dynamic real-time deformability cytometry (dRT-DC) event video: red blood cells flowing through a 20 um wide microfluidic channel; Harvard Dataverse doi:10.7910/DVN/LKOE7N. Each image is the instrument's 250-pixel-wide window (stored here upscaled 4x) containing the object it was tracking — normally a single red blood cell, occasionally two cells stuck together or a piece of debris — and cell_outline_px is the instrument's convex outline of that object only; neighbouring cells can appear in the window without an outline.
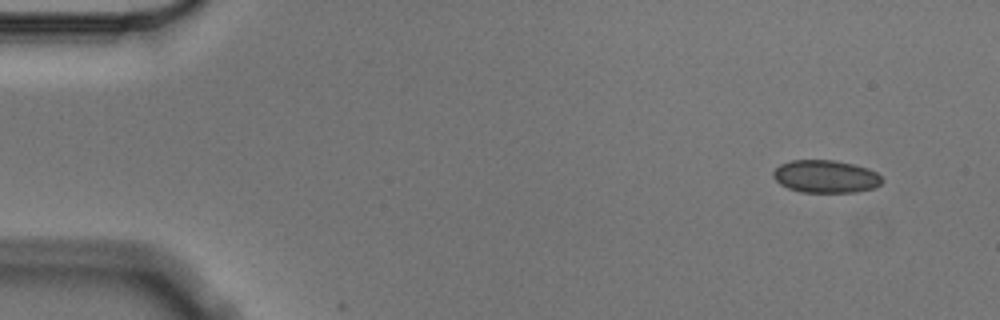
{"species": "Egyptian fruit bat (a non-hibernating species)", "species_latin": "Rousettus aegyptiacus", "temperature_condition": "cold", "stored_images_in_passage": 4, "camera_frame_rate_fps": 3000, "um_per_image_px": 0.085, "animal": {"sex": "male"}, "frame": {"image": 1, "passage_image": 1, "time_ms": 0.0, "image_size_px": [1000, 320], "cell_outline_px": [[884, 180], [876, 188], [856, 192], [800, 192], [788, 188], [780, 184], [772, 176], [772, 172], [780, 164], [792, 160], [836, 160], [868, 168], [876, 172]], "centroid_in_image_um": [70.19, 15.0], "position_along_channel_um": 14.8, "area_um2": 20.87}}
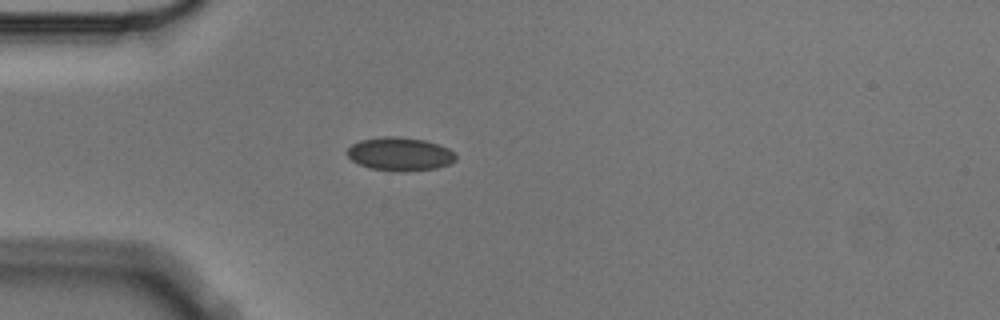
{"frame": {"image": 2, "passage_image": 4, "time_ms": 1.0, "image_size_px": [1000, 320], "cell_outline_px": [[456, 160], [448, 164], [436, 168], [372, 168], [360, 164], [352, 160], [348, 156], [348, 148], [352, 144], [360, 140], [380, 136], [400, 136], [424, 140], [440, 144], [448, 148], [456, 156]], "centroid_in_image_um": [33.99, 13.01], "position_along_channel_um": 51.0, "area_um2": 20.17}}